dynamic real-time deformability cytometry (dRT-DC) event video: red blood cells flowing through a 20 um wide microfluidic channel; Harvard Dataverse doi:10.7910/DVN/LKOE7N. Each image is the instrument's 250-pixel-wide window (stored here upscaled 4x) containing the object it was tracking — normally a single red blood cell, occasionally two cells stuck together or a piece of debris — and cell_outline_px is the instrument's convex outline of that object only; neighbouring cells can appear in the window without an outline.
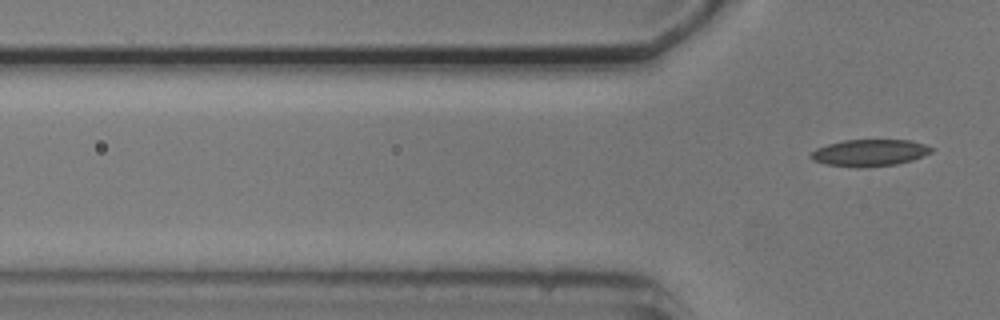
{"species": "common noctule bat (a hibernating species)", "species_latin": "Nyctalus noctula", "temperature_condition": "cold", "stored_images_in_passage": 5, "camera_frame_rate_fps": 3000, "um_per_image_px": 0.085, "animal": {"sex": "male", "body_mass_g": 20.5, "forearm_length_mm": 52.5}, "frame": {"image": 1, "passage_image": 5, "time_ms": 6.333, "image_size_px": [1000, 320], "cell_outline_px": [[932, 152], [924, 156], [912, 160], [896, 164], [864, 168], [856, 168], [824, 164], [812, 160], [808, 156], [816, 148], [828, 144], [844, 140], [912, 140], [924, 144], [932, 148]], "centroid_in_image_um": [73.89, 13.0], "position_along_channel_um": 51.9, "area_um2": 19.02}}